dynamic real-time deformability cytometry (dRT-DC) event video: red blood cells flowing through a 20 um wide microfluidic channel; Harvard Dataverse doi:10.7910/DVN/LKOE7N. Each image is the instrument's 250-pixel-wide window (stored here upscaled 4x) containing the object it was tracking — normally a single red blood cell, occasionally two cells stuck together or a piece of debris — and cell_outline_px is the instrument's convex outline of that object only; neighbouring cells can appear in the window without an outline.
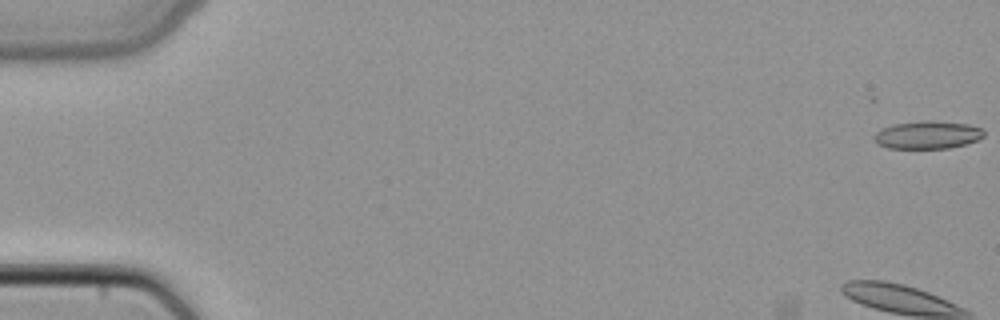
{"species": "common noctule bat (a hibernating species)", "species_latin": "Nyctalus noctula", "temperature_condition": "cold", "stored_images_in_passage": 9, "camera_frame_rate_fps": 3000, "um_per_image_px": 0.085, "animal": {"sex": "female", "body_mass_g": 22.7, "forearm_length_mm": 54.2}, "frame": {"image": 1, "passage_image": 1, "time_ms": 0.0, "image_size_px": [1000, 320], "cell_outline_px": [[984, 136], [976, 140], [964, 144], [948, 148], [888, 148], [876, 144], [872, 140], [872, 136], [880, 128], [892, 124], [924, 120], [932, 120], [968, 124], [984, 128]], "centroid_in_image_um": [78.79, 11.45], "position_along_channel_um": 6.2, "area_um2": 18.09}}